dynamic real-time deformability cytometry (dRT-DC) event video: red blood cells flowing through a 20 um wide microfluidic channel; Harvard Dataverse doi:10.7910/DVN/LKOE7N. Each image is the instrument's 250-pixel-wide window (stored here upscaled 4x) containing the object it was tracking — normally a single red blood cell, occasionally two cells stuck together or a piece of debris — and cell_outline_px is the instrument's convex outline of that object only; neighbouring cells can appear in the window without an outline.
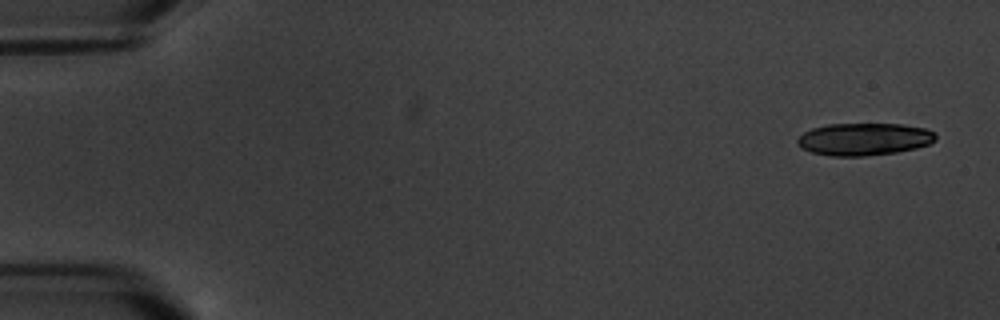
{"species": "common noctule bat (a hibernating species)", "species_latin": "Nyctalus noctula", "temperature_condition": "warm", "stored_images_in_passage": 10, "segment_of_instrument_passage": [1, 2], "camera_frame_rate_fps": 3000, "um_per_image_px": 0.085, "animal": {"sex": "male", "body_mass_g": 20.1, "forearm_length_mm": 53.5}, "frame": {"image": 1, "passage_image": 1, "time_ms": 0.0, "image_size_px": [1000, 320], "cell_outline_px": [[936, 140], [928, 144], [916, 148], [896, 152], [864, 156], [832, 156], [812, 152], [804, 148], [796, 140], [804, 132], [812, 128], [828, 124], [900, 124], [924, 128], [936, 132]], "centroid_in_image_um": [73.48, 11.82], "position_along_channel_um": 11.5, "area_um2": 25.89}}